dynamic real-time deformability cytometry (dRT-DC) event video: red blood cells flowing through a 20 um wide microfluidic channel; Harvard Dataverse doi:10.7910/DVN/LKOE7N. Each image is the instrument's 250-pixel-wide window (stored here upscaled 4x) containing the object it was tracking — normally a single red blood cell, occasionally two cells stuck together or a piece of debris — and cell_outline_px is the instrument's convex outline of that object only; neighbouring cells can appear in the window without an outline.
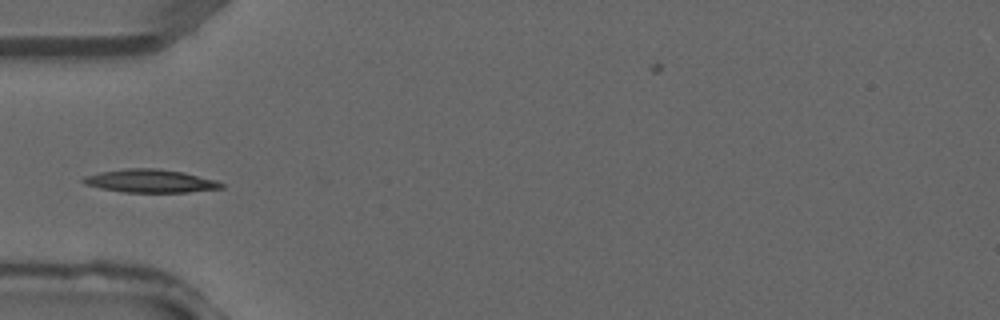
{"species": "common noctule bat (a hibernating species)", "species_latin": "Nyctalus noctula", "temperature_condition": "warm", "stored_images_in_passage": 3, "camera_frame_rate_fps": 3000, "um_per_image_px": 0.085, "animal": {"sex": "male", "forearm_length_mm": 52.5}, "frame": {"image": 1, "passage_image": 3, "time_ms": 0.667, "image_size_px": [1000, 320], "cell_outline_px": [[224, 188], [188, 192], [120, 192], [100, 188], [84, 184], [80, 180], [84, 176], [100, 172], [124, 168], [160, 168], [184, 172], [216, 180], [224, 184]], "centroid_in_image_um": [12.76, 15.38], "position_along_channel_um": 72.2, "area_um2": 18.84}}